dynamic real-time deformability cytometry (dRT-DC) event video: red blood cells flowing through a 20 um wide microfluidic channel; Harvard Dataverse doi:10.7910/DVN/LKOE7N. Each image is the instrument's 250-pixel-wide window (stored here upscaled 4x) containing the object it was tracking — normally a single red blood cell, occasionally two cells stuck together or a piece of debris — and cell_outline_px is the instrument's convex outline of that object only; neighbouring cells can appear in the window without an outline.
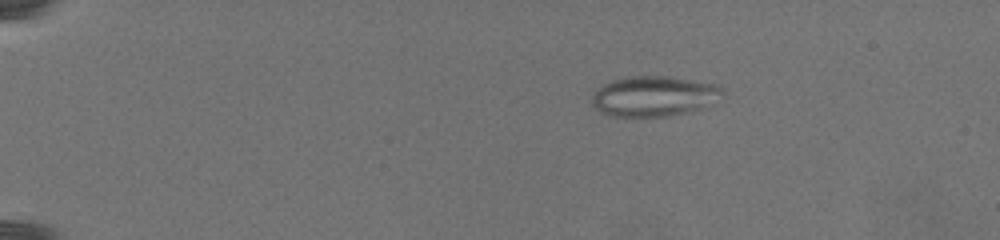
{"species": "common noctule bat (a hibernating species)", "species_latin": "Nyctalus noctula", "temperature_condition": "warm", "stored_images_in_passage": 49, "camera_frame_rate_fps": 3000, "um_per_image_px": 0.085, "animal": {"sex": "female", "body_mass_g": 19.5, "forearm_length_mm": 54.1}, "frame": {"image": 1, "passage_image": 3, "time_ms": 0.667, "image_size_px": [1000, 240], "cell_outline_px": [[724, 92], [700, 108], [688, 112], [668, 116], [612, 116], [600, 112], [592, 104], [592, 96], [596, 88], [612, 80], [632, 76], [668, 76], [716, 84], [724, 88]], "centroid_in_image_um": [55.52, 8.17], "position_along_channel_um": 29.5, "area_um2": 30.29}}
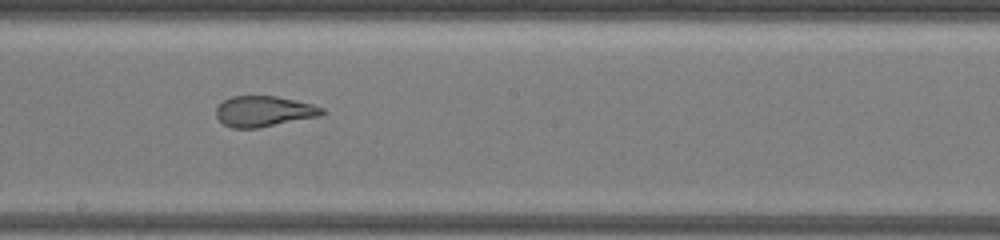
{"frame": {"image": 2, "passage_image": 37, "time_ms": 11.333, "image_size_px": [1000, 240], "cell_outline_px": [[328, 112], [320, 116], [256, 128], [232, 128], [224, 124], [216, 116], [216, 108], [224, 100], [232, 96], [276, 96], [312, 104], [324, 108]], "centroid_in_image_um": [22.45, 9.46], "position_along_channel_um": 225.7, "area_um2": 18.84}}
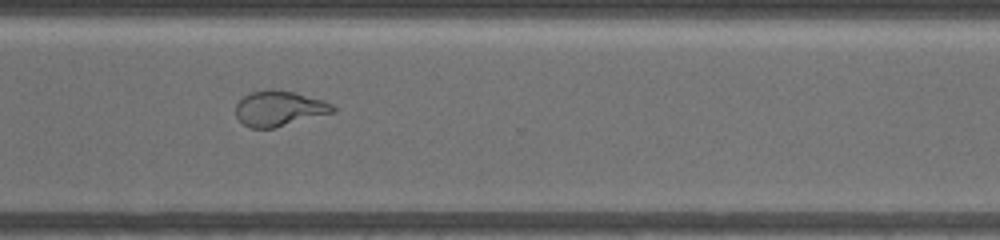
{"frame": {"image": 3, "passage_image": 48, "time_ms": 15.667, "image_size_px": [1000, 240], "cell_outline_px": [[336, 112], [272, 128], [252, 128], [244, 124], [236, 116], [236, 104], [244, 96], [252, 92], [272, 88], [296, 92], [324, 100], [332, 104], [336, 108]], "centroid_in_image_um": [23.76, 9.2], "position_along_channel_um": 346.8, "area_um2": 20.0}}